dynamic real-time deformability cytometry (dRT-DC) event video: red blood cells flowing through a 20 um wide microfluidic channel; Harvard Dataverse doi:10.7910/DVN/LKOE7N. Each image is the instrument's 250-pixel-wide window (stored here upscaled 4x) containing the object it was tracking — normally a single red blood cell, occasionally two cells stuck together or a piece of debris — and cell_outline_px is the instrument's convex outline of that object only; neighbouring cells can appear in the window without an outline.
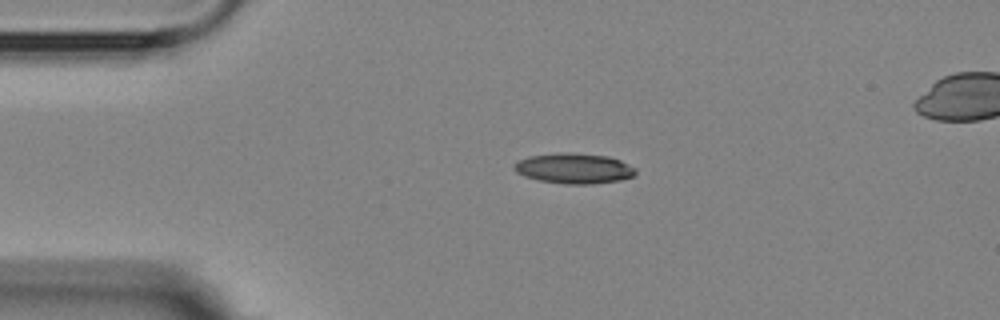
{"species": "Egyptian fruit bat (a non-hibernating species)", "species_latin": "Rousettus aegyptiacus", "temperature_condition": "room temperature", "stored_images_in_passage": 3, "camera_frame_rate_fps": 3000, "um_per_image_px": 0.085, "animal": {"sex": "female"}, "frame": {"image": 1, "passage_image": 1, "time_ms": 0.0, "image_size_px": [1000, 320], "cell_outline_px": [[636, 172], [632, 176], [620, 180], [592, 184], [564, 184], [540, 180], [524, 176], [516, 172], [512, 168], [512, 164], [516, 160], [528, 156], [560, 152], [568, 152], [608, 156], [620, 160], [636, 168]], "centroid_in_image_um": [48.74, 14.3], "position_along_channel_um": 36.3, "area_um2": 21.68}}